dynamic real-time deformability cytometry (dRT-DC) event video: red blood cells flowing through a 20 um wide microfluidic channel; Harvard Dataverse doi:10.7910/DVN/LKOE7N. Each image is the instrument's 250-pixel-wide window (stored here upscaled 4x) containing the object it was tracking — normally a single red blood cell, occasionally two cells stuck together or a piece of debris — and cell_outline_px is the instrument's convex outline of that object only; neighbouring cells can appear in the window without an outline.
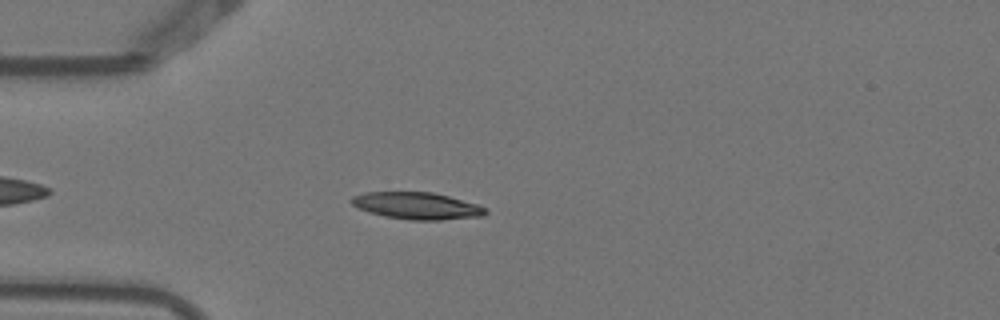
{"species": "Egyptian fruit bat (a non-hibernating species)", "species_latin": "Rousettus aegyptiacus", "temperature_condition": "warm", "stored_images_in_passage": 5, "camera_frame_rate_fps": 3000, "um_per_image_px": 0.085, "animal": {"sex": "female"}, "frame": {"image": 1, "passage_image": 5, "time_ms": 1.333, "image_size_px": [1000, 320], "cell_outline_px": [[488, 212], [484, 216], [440, 220], [408, 220], [384, 216], [368, 212], [352, 204], [348, 200], [352, 196], [364, 192], [432, 192], [448, 196], [476, 204], [484, 208]], "centroid_in_image_um": [35.4, 17.49], "position_along_channel_um": 49.6, "area_um2": 21.04}}